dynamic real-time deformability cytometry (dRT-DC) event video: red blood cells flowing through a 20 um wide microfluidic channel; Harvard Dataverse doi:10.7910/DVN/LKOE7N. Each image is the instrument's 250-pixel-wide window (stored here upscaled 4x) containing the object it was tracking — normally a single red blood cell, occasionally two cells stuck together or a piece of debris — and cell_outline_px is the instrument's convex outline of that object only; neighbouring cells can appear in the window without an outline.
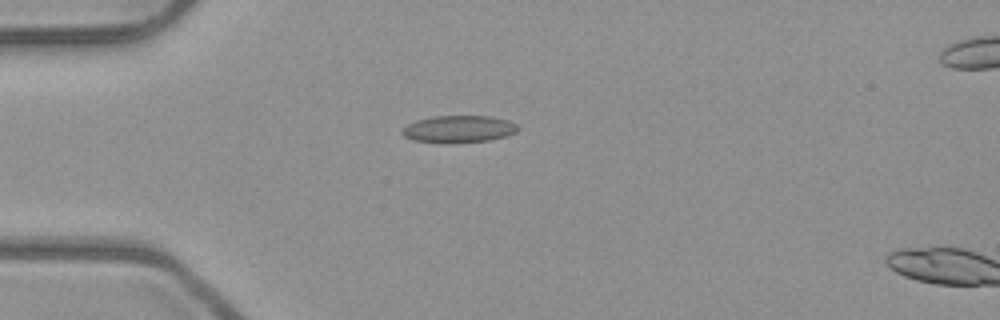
{"species": "common noctule bat (a hibernating species)", "species_latin": "Nyctalus noctula", "temperature_condition": "room temperature", "stored_images_in_passage": 2, "camera_frame_rate_fps": 3000, "um_per_image_px": 0.085, "animal": {"sex": "male", "body_mass_g": 23.1, "forearm_length_mm": 52.7}, "frame": {"image": 1, "passage_image": 1, "time_ms": 0.0, "image_size_px": [1000, 320], "cell_outline_px": [[520, 128], [516, 132], [508, 136], [488, 140], [452, 144], [440, 144], [412, 140], [404, 136], [400, 132], [400, 128], [416, 120], [432, 116], [488, 116], [508, 120], [516, 124]], "centroid_in_image_um": [38.95, 10.99], "position_along_channel_um": 46.1, "area_um2": 18.79}}